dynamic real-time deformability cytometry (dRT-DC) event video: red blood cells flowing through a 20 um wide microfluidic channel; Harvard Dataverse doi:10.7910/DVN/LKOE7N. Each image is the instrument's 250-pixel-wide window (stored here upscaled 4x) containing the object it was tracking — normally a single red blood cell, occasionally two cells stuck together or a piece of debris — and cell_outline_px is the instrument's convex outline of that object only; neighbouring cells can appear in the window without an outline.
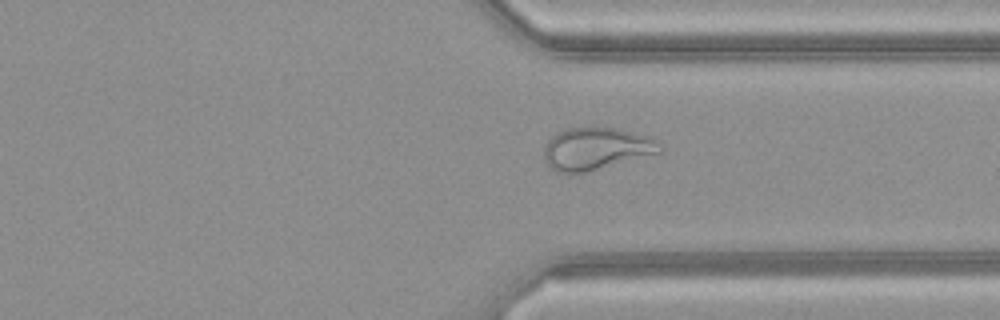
{"species": "common noctule bat (a hibernating species)", "species_latin": "Nyctalus noctula", "temperature_condition": "warm", "stored_images_in_passage": 46, "camera_frame_rate_fps": 3000, "um_per_image_px": 0.085, "animal": {"sex": "female", "body_mass_g": 21.9}, "frame": {"image": 1, "passage_image": 37, "time_ms": 12.0, "image_size_px": [1000, 320], "cell_outline_px": [[664, 148], [660, 152], [584, 172], [556, 172], [548, 168], [544, 160], [544, 148], [548, 140], [556, 132], [568, 128], [616, 128], [652, 136], [664, 144]], "centroid_in_image_um": [50.68, 12.62], "position_along_channel_um": 360.7, "area_um2": 28.5}}
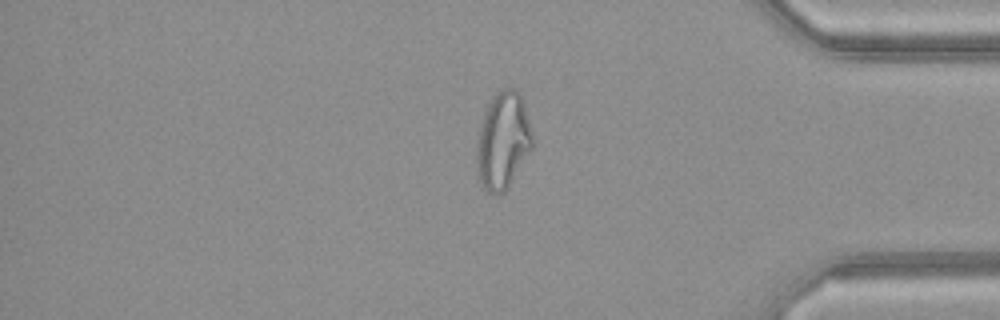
{"frame": {"image": 2, "passage_image": 41, "time_ms": 13.333, "image_size_px": [1000, 320], "cell_outline_px": [[532, 148], [508, 188], [504, 192], [496, 196], [488, 192], [484, 188], [476, 176], [476, 140], [480, 124], [484, 112], [492, 96], [496, 92], [508, 84], [516, 88], [520, 92], [524, 100], [532, 132]], "centroid_in_image_um": [42.73, 11.93], "position_along_channel_um": 392.5, "area_um2": 32.43}}